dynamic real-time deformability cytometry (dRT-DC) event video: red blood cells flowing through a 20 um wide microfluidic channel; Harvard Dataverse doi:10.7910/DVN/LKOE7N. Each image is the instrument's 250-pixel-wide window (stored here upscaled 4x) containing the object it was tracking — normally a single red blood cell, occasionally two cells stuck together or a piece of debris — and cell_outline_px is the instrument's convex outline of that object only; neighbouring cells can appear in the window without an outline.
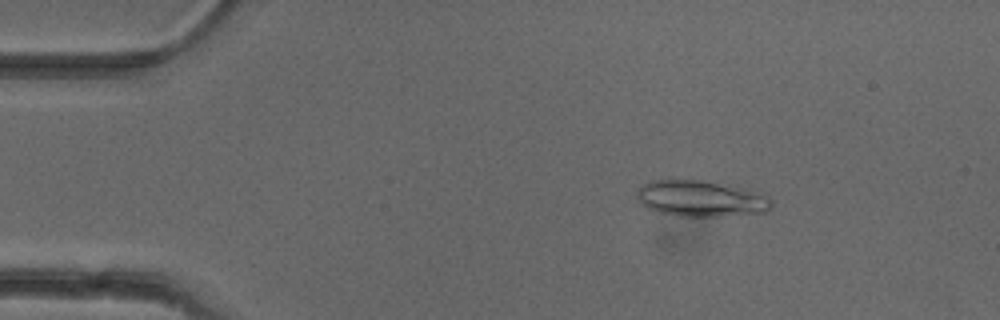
{"species": "common noctule bat (a hibernating species)", "species_latin": "Nyctalus noctula", "temperature_condition": "cold", "stored_images_in_passage": 47, "camera_frame_rate_fps": 3000, "um_per_image_px": 0.085, "animal": {"sex": "female"}, "frame": {"image": 1, "passage_image": 4, "time_ms": 1.0, "image_size_px": [1000, 320], "cell_outline_px": [[772, 208], [764, 212], [720, 216], [676, 216], [660, 212], [648, 208], [640, 204], [636, 196], [636, 192], [648, 180], [668, 176], [700, 180], [768, 196], [772, 200]], "centroid_in_image_um": [59.43, 16.85], "position_along_channel_um": 25.6, "area_um2": 28.38}}
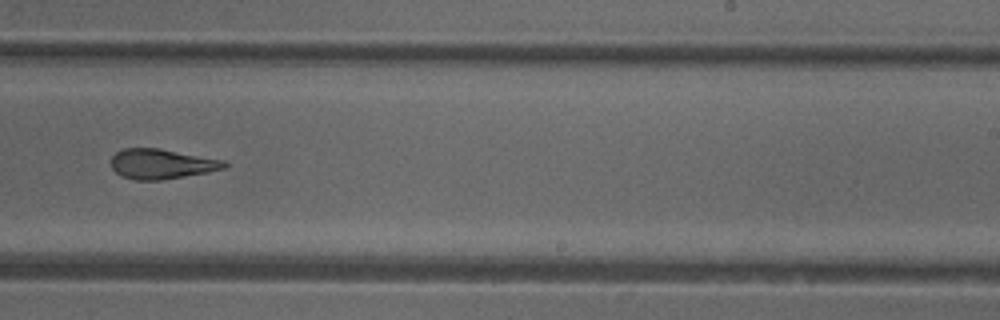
{"frame": {"image": 2, "passage_image": 28, "time_ms": 9.0, "image_size_px": [1000, 320], "cell_outline_px": [[228, 168], [208, 172], [160, 180], [136, 180], [120, 176], [112, 168], [112, 156], [116, 152], [124, 148], [160, 148], [224, 160], [228, 164]], "centroid_in_image_um": [13.75, 13.93], "position_along_channel_um": 275.2, "area_um2": 19.83}}
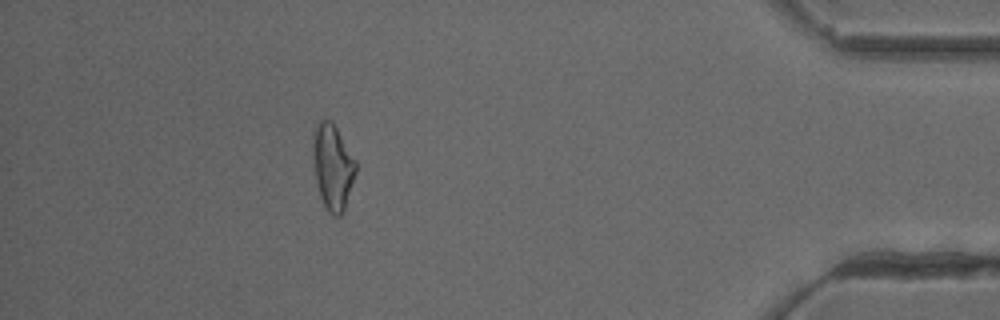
{"frame": {"image": 3, "passage_image": 42, "time_ms": 13.667, "image_size_px": [1000, 320], "cell_outline_px": [[356, 172], [344, 208], [340, 216], [332, 216], [328, 212], [320, 196], [316, 180], [312, 156], [312, 128], [320, 120], [332, 120], [356, 160]], "centroid_in_image_um": [28.25, 14.12], "position_along_channel_um": 406.9, "area_um2": 21.5}, "authors_computed_cell_mechanics": {"area_um2": 21.1548, "velocity_mm_per_s": 3.9665, "shape_relaxation_time_tau1_ms": 10.2501, "shape_relaxation_time_tau2_ms": 2.386, "deformation_change_tau1": 0.2384, "deformation_change_tau2": 0.1071}}